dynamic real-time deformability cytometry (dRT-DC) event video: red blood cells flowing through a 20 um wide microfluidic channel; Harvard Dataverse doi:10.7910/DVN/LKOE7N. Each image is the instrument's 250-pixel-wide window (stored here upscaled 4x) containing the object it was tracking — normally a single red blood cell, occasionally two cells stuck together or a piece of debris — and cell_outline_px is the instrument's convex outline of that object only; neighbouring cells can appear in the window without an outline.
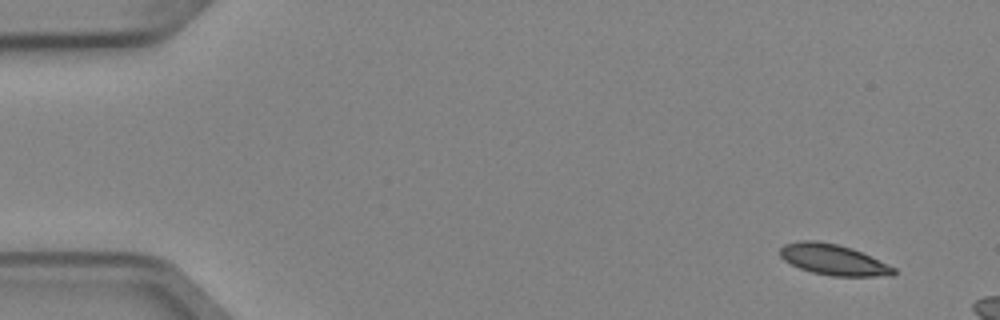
{"species": "Egyptian fruit bat (a non-hibernating species)", "species_latin": "Rousettus aegyptiacus", "temperature_condition": "cold", "stored_images_in_passage": 3, "camera_frame_rate_fps": 3000, "um_per_image_px": 0.085, "animal": {"sex": "female"}, "frame": {"image": 1, "passage_image": 1, "time_ms": 0.0, "image_size_px": [1000, 320], "cell_outline_px": [[896, 272], [892, 276], [832, 276], [812, 272], [800, 268], [784, 260], [780, 256], [780, 248], [784, 244], [800, 240], [816, 240], [836, 244], [852, 248], [888, 264], [896, 268]], "centroid_in_image_um": [70.83, 22.07], "position_along_channel_um": 14.2, "area_um2": 20.35}}